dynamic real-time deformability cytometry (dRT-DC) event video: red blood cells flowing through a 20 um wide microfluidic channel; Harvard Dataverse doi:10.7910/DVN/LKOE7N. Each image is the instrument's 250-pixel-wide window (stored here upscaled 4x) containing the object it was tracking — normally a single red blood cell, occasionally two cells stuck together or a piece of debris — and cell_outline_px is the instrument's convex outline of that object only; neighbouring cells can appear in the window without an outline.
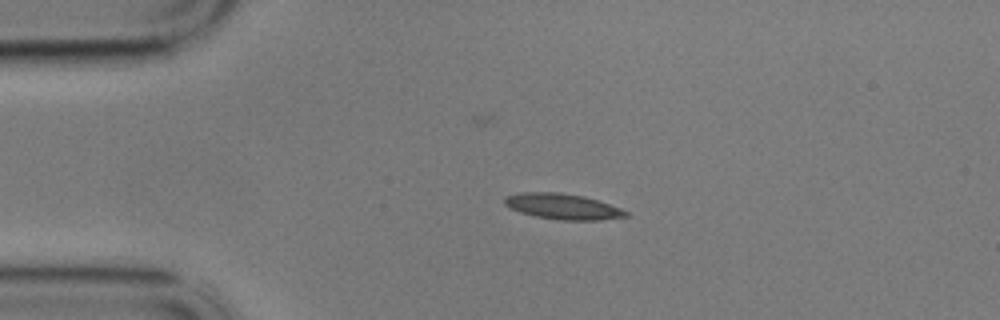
{"species": "common noctule bat (a hibernating species)", "species_latin": "Nyctalus noctula", "temperature_condition": "cold", "stored_images_in_passage": 48, "camera_frame_rate_fps": 3000, "um_per_image_px": 0.085, "animal": {"sex": "male", "body_mass_g": 17.9}, "frame": {"image": 1, "passage_image": 1, "time_ms": 0.0, "image_size_px": [1000, 320], "cell_outline_px": [[628, 216], [600, 220], [560, 220], [536, 216], [520, 212], [504, 204], [504, 196], [520, 192], [560, 192], [584, 196], [620, 208], [628, 212]], "centroid_in_image_um": [47.81, 17.54], "position_along_channel_um": 37.2, "area_um2": 18.03}}
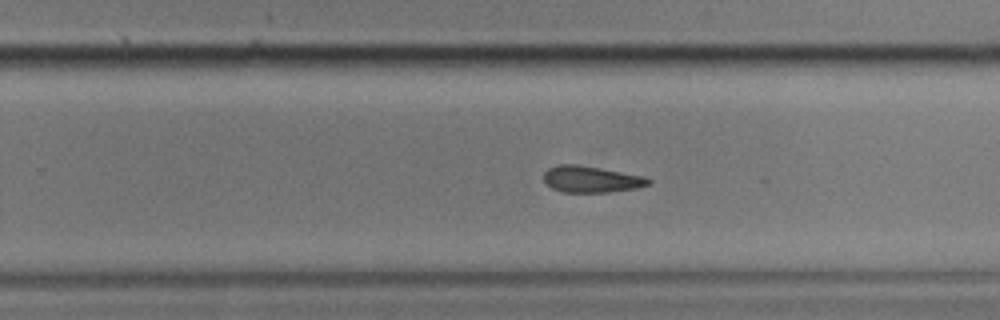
{"frame": {"image": 2, "passage_image": 25, "time_ms": 8.0, "image_size_px": [1000, 320], "cell_outline_px": [[652, 184], [636, 188], [608, 192], [564, 192], [552, 188], [544, 180], [544, 172], [548, 168], [556, 164], [576, 164], [600, 168], [644, 176], [652, 180]], "centroid_in_image_um": [50.26, 15.23], "position_along_channel_um": 279.5, "area_um2": 16.13}}
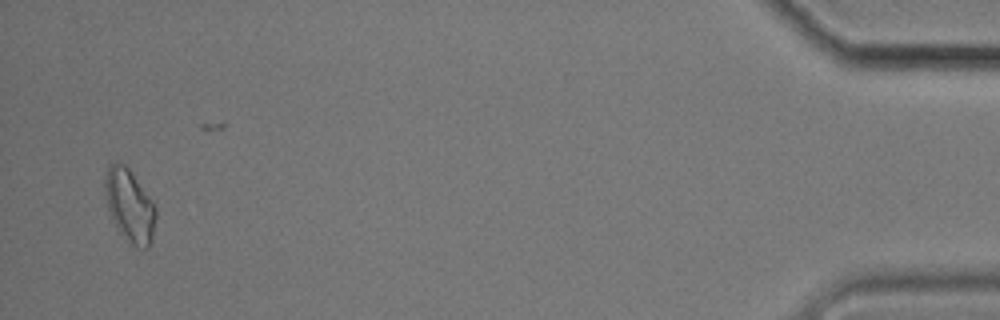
{"frame": {"image": 3, "passage_image": 45, "time_ms": 14.667, "image_size_px": [1000, 320], "cell_outline_px": [[156, 216], [152, 240], [144, 248], [136, 248], [128, 244], [112, 220], [108, 208], [104, 192], [104, 184], [108, 164], [116, 160], [124, 164], [132, 172], [156, 204]], "centroid_in_image_um": [11.02, 17.46], "position_along_channel_um": 424.2, "area_um2": 21.96}, "authors_computed_cell_mechanics": {"area_um2": 17.3978, "velocity_mm_per_s": 3.4158, "shape_relaxation_time_tau1_ms": null, "shape_relaxation_time_tau2_ms": 7.2222, "deformation_change_tau1": null, "deformation_change_tau2": 0.1564}}